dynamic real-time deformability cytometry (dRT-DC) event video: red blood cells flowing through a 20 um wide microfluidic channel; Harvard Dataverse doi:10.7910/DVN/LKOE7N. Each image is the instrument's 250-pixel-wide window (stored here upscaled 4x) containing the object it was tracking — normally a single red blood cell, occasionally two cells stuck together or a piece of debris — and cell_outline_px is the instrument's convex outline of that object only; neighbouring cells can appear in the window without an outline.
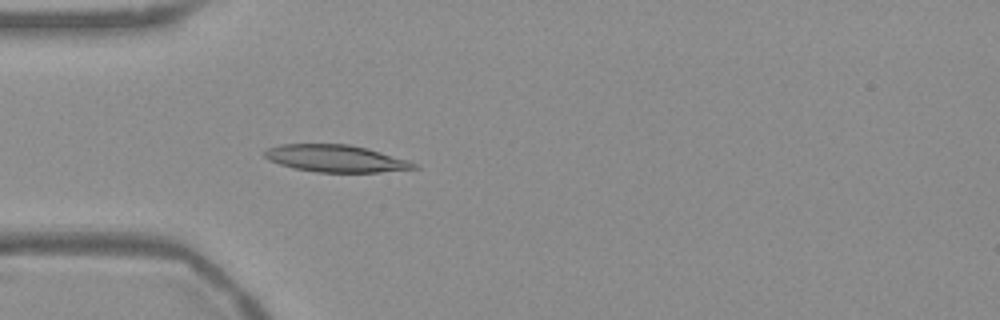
{"species": "Egyptian fruit bat (a non-hibernating species)", "species_latin": "Rousettus aegyptiacus", "temperature_condition": "warm", "stored_images_in_passage": 54, "camera_frame_rate_fps": 3000, "um_per_image_px": 0.085, "frame": {"image": 1, "passage_image": 16, "time_ms": 5.0, "image_size_px": [1000, 320], "cell_outline_px": [[420, 168], [380, 172], [316, 172], [292, 168], [268, 160], [264, 156], [264, 152], [268, 148], [280, 144], [348, 144], [380, 152], [408, 160], [416, 164]], "centroid_in_image_um": [28.51, 13.48], "position_along_channel_um": 56.5, "area_um2": 23.47}}
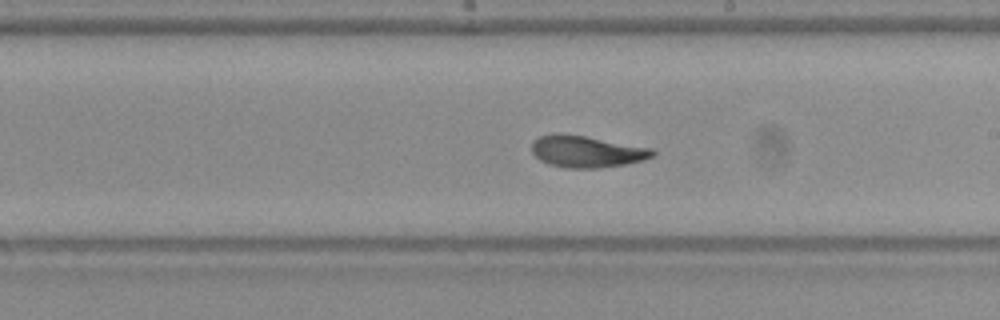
{"frame": {"image": 2, "passage_image": 31, "time_ms": 10.0, "image_size_px": [1000, 320], "cell_outline_px": [[656, 152], [652, 156], [644, 160], [624, 164], [596, 168], [568, 168], [548, 164], [540, 160], [532, 152], [532, 140], [540, 136], [556, 132], [584, 136], [652, 148]], "centroid_in_image_um": [49.83, 12.87], "position_along_channel_um": 239.2, "area_um2": 22.25}}
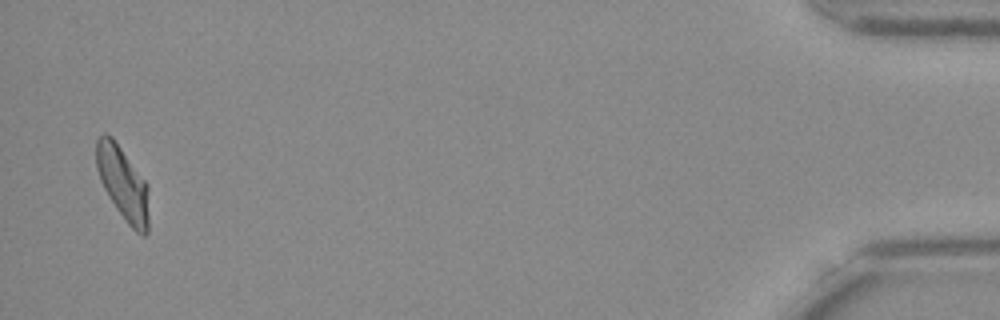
{"frame": {"image": 3, "passage_image": 53, "time_ms": 17.333, "image_size_px": [1000, 320], "cell_outline_px": [[148, 232], [144, 236], [136, 232], [124, 220], [108, 196], [100, 180], [96, 168], [96, 140], [104, 132], [112, 136], [148, 184]], "centroid_in_image_um": [10.44, 15.58], "position_along_channel_um": 424.8, "area_um2": 22.6}, "authors_computed_cell_mechanics": {"area_um2": 22.4264, "velocity_mm_per_s": 3.7369, "shape_relaxation_time_tau1_ms": null, "shape_relaxation_time_tau2_ms": 3.2931, "deformation_change_tau1": null, "deformation_change_tau2": 0.0881}}